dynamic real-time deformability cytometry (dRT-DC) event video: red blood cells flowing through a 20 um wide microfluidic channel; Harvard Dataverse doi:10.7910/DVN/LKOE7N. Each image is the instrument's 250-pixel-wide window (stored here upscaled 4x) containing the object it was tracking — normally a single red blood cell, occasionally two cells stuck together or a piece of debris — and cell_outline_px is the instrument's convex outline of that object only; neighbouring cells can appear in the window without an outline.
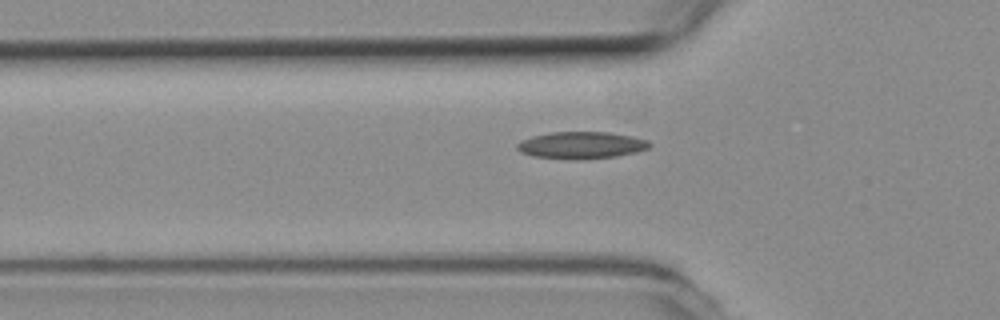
{"species": "common noctule bat (a hibernating species)", "species_latin": "Nyctalus noctula", "temperature_condition": "room temperature", "stored_images_in_passage": 40, "camera_frame_rate_fps": 3000, "um_per_image_px": 0.085, "animal": {"sex": "female", "body_mass_g": 19.3, "forearm_length_mm": 54.1}, "frame": {"image": 1, "passage_image": 9, "time_ms": 2.667, "image_size_px": [1000, 320], "cell_outline_px": [[652, 144], [648, 148], [636, 152], [616, 156], [532, 156], [520, 152], [516, 148], [516, 144], [532, 136], [552, 132], [608, 132], [632, 136], [648, 140]], "centroid_in_image_um": [49.45, 12.28], "position_along_channel_um": 76.3, "area_um2": 19.59}}
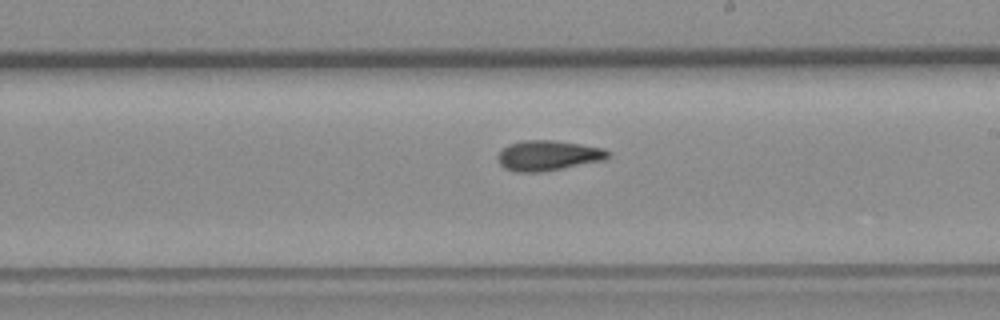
{"frame": {"image": 2, "passage_image": 22, "time_ms": 7.0, "image_size_px": [1000, 320], "cell_outline_px": [[608, 156], [604, 160], [540, 172], [516, 172], [504, 168], [500, 164], [500, 152], [508, 144], [524, 140], [552, 140], [604, 148], [608, 152]], "centroid_in_image_um": [46.57, 13.22], "position_along_channel_um": 242.4, "area_um2": 18.96}}
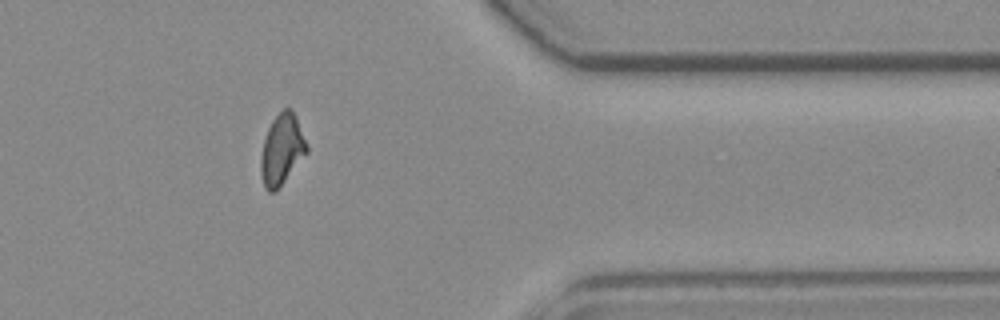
{"frame": {"image": 3, "passage_image": 35, "time_ms": 11.333, "image_size_px": [1000, 320], "cell_outline_px": [[308, 152], [284, 180], [272, 192], [268, 192], [264, 188], [260, 172], [260, 160], [264, 140], [268, 128], [272, 120], [284, 108], [292, 108], [296, 116], [308, 148]], "centroid_in_image_um": [23.94, 12.69], "position_along_channel_um": 387.5, "area_um2": 18.55}, "authors_computed_cell_mechanics": {"area_um2": 18.9873, "velocity_mm_per_s": 3.8123, "shape_relaxation_time_tau1_ms": null, "shape_relaxation_time_tau2_ms": 1.5373, "deformation_change_tau1": null, "deformation_change_tau2": 0.0775}}